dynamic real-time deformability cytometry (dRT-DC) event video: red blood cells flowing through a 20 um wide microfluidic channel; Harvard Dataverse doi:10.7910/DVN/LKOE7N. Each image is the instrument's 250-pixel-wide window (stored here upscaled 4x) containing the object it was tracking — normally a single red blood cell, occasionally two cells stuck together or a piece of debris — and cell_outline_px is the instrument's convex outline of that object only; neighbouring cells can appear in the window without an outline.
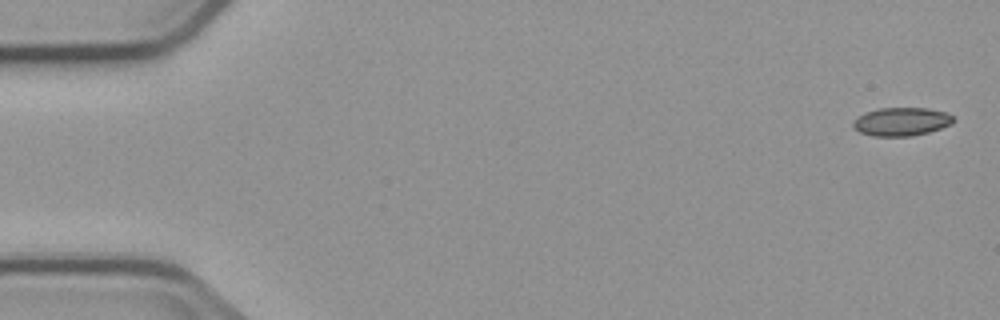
{"species": "common noctule bat (a hibernating species)", "species_latin": "Nyctalus noctula", "temperature_condition": "cold", "stored_images_in_passage": 5, "camera_frame_rate_fps": 3000, "um_per_image_px": 0.085, "animal": {"sex": "male", "body_mass_g": 23.1, "forearm_length_mm": 52.7}, "frame": {"image": 1, "passage_image": 1, "time_ms": 0.0, "image_size_px": [1000, 320], "cell_outline_px": [[956, 120], [952, 124], [928, 132], [912, 136], [872, 136], [860, 132], [852, 124], [864, 112], [880, 108], [928, 108], [944, 112], [952, 116]], "centroid_in_image_um": [76.65, 10.34], "position_along_channel_um": 8.4, "area_um2": 16.42}}
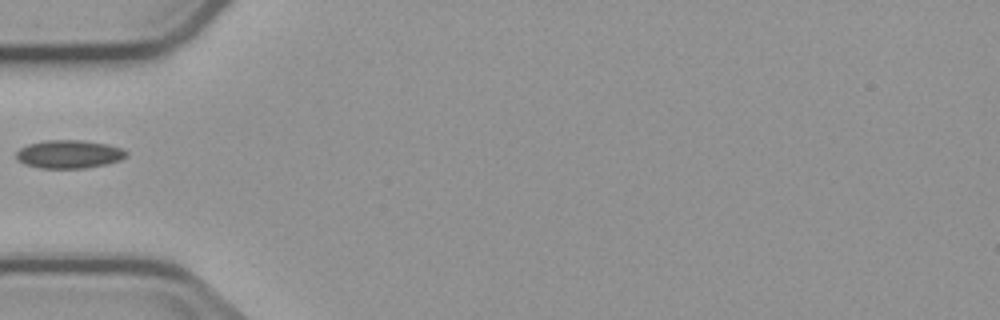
{"frame": {"image": 2, "passage_image": 5, "time_ms": 5.667, "image_size_px": [1000, 320], "cell_outline_px": [[128, 152], [120, 160], [104, 164], [84, 168], [40, 168], [24, 164], [16, 156], [16, 152], [20, 148], [28, 144], [44, 140], [80, 140], [108, 144], [120, 148]], "centroid_in_image_um": [5.84, 13.1], "position_along_channel_um": 79.2, "area_um2": 17.92}}